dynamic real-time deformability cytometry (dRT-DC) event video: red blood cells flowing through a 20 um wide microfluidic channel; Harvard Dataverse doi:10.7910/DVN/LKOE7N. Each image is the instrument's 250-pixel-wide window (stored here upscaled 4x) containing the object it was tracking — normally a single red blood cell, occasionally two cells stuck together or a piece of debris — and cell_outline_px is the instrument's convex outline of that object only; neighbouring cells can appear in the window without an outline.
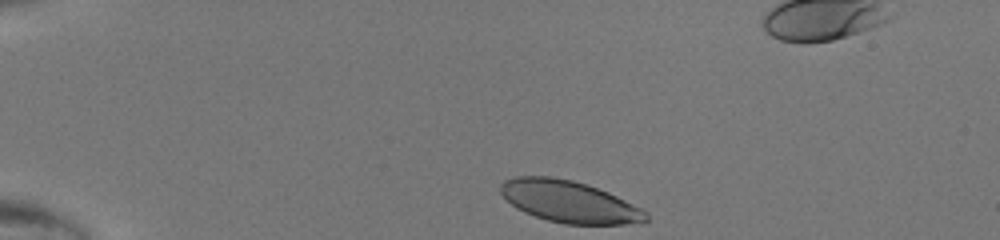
{"species": "human", "species_latin": "Homo sapiens", "temperature_condition": "room temperature", "stored_images_in_passage": 35, "camera_frame_rate_fps": 3000, "um_per_image_px": 0.085, "donor": {"sex": "male"}, "frame": {"image": 1, "passage_image": 1, "time_ms": 0.0, "image_size_px": [1000, 240], "cell_outline_px": [[648, 220], [644, 224], [564, 224], [548, 220], [524, 212], [516, 208], [500, 192], [500, 184], [504, 180], [516, 176], [552, 176], [572, 180], [588, 184], [608, 192], [644, 208], [648, 212]], "centroid_in_image_um": [48.45, 17.14], "position_along_channel_um": 36.6, "area_um2": 35.78}}
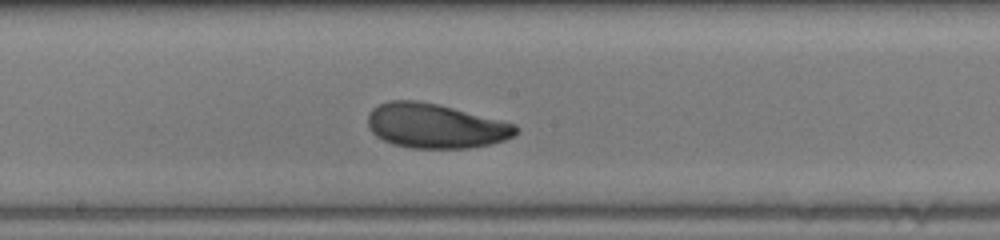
{"frame": {"image": 2, "passage_image": 18, "time_ms": 5.667, "image_size_px": [1000, 240], "cell_outline_px": [[520, 128], [512, 136], [504, 140], [488, 144], [468, 148], [412, 148], [392, 144], [376, 136], [368, 128], [368, 112], [372, 108], [388, 100], [416, 100], [436, 104], [516, 124]], "centroid_in_image_um": [36.96, 10.7], "position_along_channel_um": 211.2, "area_um2": 38.21}}
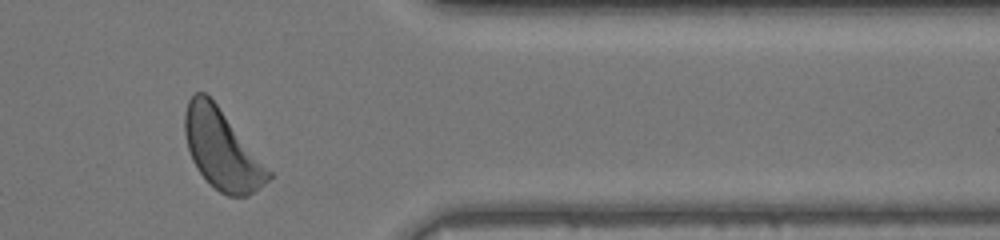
{"frame": {"image": 3, "passage_image": 31, "time_ms": 10.0, "image_size_px": [1000, 240], "cell_outline_px": [[272, 176], [264, 184], [248, 196], [228, 196], [220, 192], [196, 168], [192, 160], [188, 148], [184, 132], [184, 116], [188, 100], [196, 92], [204, 92], [216, 104], [272, 172]], "centroid_in_image_um": [18.85, 12.71], "position_along_channel_um": 392.6, "area_um2": 38.03}}